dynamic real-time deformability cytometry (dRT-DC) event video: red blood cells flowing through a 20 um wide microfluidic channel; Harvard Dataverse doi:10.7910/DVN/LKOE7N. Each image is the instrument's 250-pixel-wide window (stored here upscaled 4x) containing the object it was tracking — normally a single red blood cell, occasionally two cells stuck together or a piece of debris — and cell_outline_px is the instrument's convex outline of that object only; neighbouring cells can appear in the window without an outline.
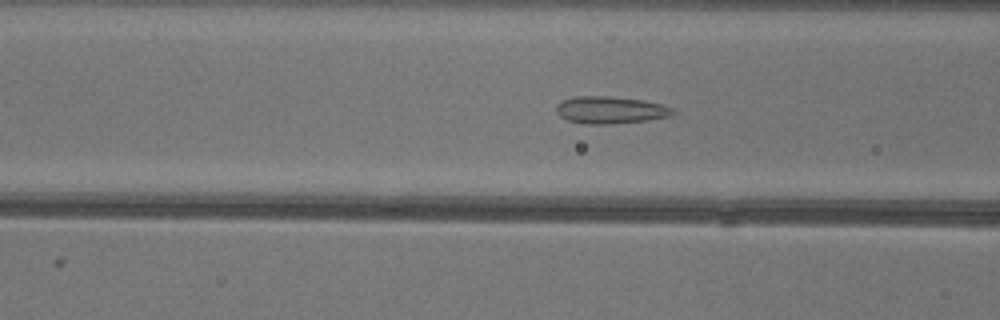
{"species": "common noctule bat (a hibernating species)", "species_latin": "Nyctalus noctula", "temperature_condition": "warm", "stored_images_in_passage": 49, "camera_frame_rate_fps": 3000, "um_per_image_px": 0.085, "animal": {"sex": "female"}, "frame": {"image": 1, "passage_image": 18, "time_ms": 5.667, "image_size_px": [1000, 320], "cell_outline_px": [[676, 112], [668, 116], [648, 120], [612, 124], [584, 124], [568, 120], [560, 116], [556, 112], [556, 104], [560, 100], [576, 96], [608, 96], [644, 100], [660, 104], [672, 108]], "centroid_in_image_um": [51.83, 9.35], "position_along_channel_um": 114.8, "area_um2": 18.55}}
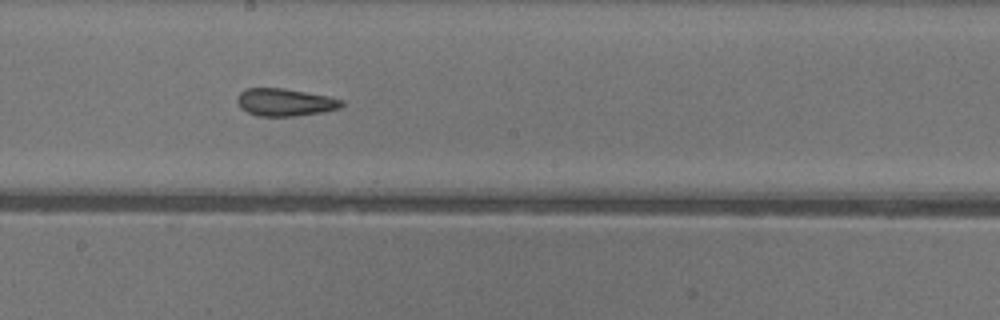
{"frame": {"image": 2, "passage_image": 26, "time_ms": 8.333, "image_size_px": [1000, 320], "cell_outline_px": [[344, 104], [340, 108], [324, 112], [296, 116], [256, 116], [240, 108], [236, 100], [236, 96], [244, 88], [284, 88], [328, 96], [344, 100]], "centroid_in_image_um": [24.21, 8.69], "position_along_channel_um": 224.0, "area_um2": 16.99}}
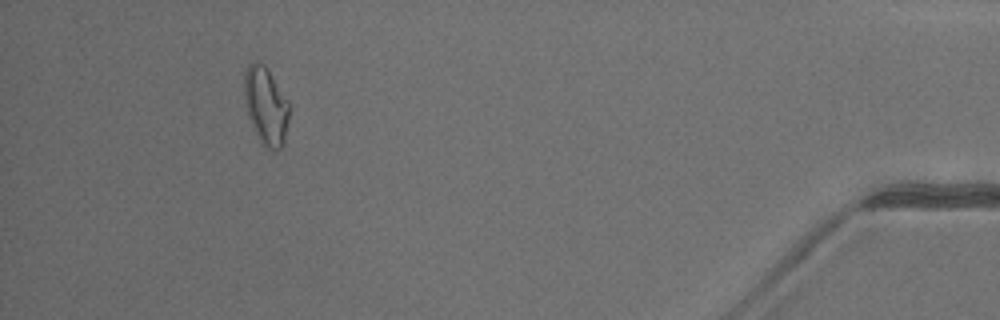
{"frame": {"image": 3, "passage_image": 45, "time_ms": 14.667, "image_size_px": [1000, 320], "cell_outline_px": [[288, 120], [284, 144], [276, 152], [268, 148], [260, 140], [248, 116], [244, 100], [244, 72], [248, 64], [256, 60], [264, 64], [268, 68], [288, 100]], "centroid_in_image_um": [22.59, 8.95], "position_along_channel_um": 412.6, "area_um2": 20.4}, "authors_computed_cell_mechanics": {"area_um2": 18.2648, "velocity_mm_per_s": 4.0804, "shape_relaxation_time_tau1_ms": null, "shape_relaxation_time_tau2_ms": 2.011, "deformation_change_tau1": null, "deformation_change_tau2": 0.1064}}